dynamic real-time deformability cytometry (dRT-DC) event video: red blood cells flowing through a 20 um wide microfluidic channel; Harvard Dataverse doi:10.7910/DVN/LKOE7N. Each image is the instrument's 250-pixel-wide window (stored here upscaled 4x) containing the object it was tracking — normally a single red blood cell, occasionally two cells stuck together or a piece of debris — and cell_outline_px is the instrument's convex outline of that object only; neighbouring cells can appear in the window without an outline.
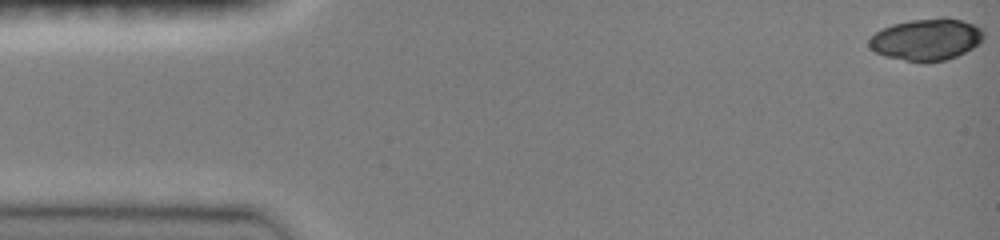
{"species": "common noctule bat (a hibernating species)", "species_latin": "Nyctalus noctula", "temperature_condition": "room temperature", "stored_images_in_passage": 17, "camera_frame_rate_fps": 3000, "um_per_image_px": 0.085, "animal": {"sex": "female", "body_mass_g": 19.0, "forearm_length_mm": 51.5}, "frame": {"image": 1, "passage_image": 1, "time_ms": 0.0, "image_size_px": [1000, 240], "cell_outline_px": [[984, 40], [972, 48], [956, 56], [944, 60], [904, 60], [884, 56], [876, 52], [868, 44], [868, 40], [876, 32], [892, 24], [912, 20], [940, 16], [944, 16], [960, 20], [972, 24], [980, 28], [984, 32]], "centroid_in_image_um": [78.76, 3.32], "position_along_channel_um": 6.2, "area_um2": 27.51}}
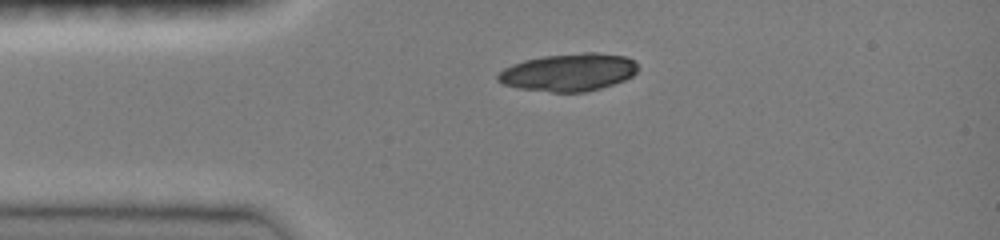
{"frame": {"image": 2, "passage_image": 12, "time_ms": 3.333, "image_size_px": [1000, 240], "cell_outline_px": [[640, 68], [632, 76], [624, 80], [600, 88], [584, 92], [552, 92], [516, 88], [500, 84], [496, 80], [496, 76], [504, 68], [512, 64], [524, 60], [544, 56], [584, 52], [596, 52], [628, 56]], "centroid_in_image_um": [48.31, 6.14], "position_along_channel_um": 36.7, "area_um2": 30.92}}